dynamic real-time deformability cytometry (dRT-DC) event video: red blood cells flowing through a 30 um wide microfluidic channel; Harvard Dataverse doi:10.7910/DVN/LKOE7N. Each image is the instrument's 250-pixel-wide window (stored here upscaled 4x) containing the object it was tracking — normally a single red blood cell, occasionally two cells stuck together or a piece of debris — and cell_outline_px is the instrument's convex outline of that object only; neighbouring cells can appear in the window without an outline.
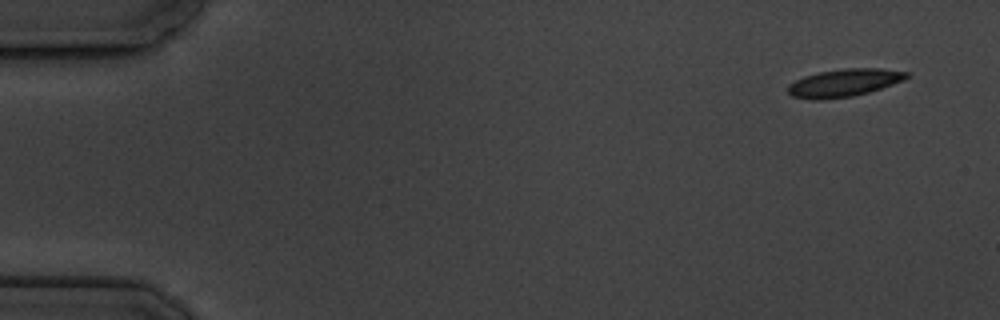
{"species": "common noctule bat (a hibernating species)", "species_latin": "Nyctalus noctula", "temperature_condition": "cold", "stored_images_in_passage": 5, "camera_frame_rate_fps": 3000, "um_per_image_px": 0.085, "animal": {"sex": "male", "body_mass_g": 19.5, "forearm_length_mm": 54.6}, "frame": {"image": 1, "passage_image": 1, "time_ms": 0.0, "image_size_px": [1000, 320], "cell_outline_px": [[912, 76], [904, 80], [868, 92], [852, 96], [824, 100], [812, 100], [792, 96], [788, 92], [788, 84], [804, 76], [820, 72], [844, 68], [880, 68], [908, 72]], "centroid_in_image_um": [71.75, 7.04], "position_along_channel_um": 13.3, "area_um2": 19.19}}
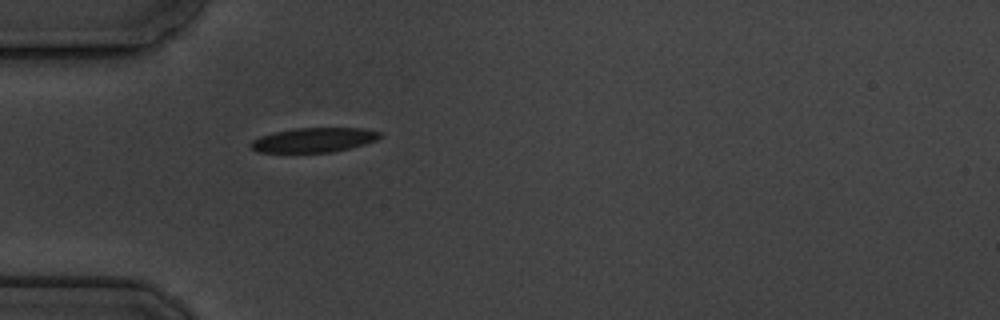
{"frame": {"image": 2, "passage_image": 5, "time_ms": 4.667, "image_size_px": [1000, 320], "cell_outline_px": [[380, 136], [376, 140], [364, 144], [332, 152], [256, 152], [248, 144], [252, 140], [260, 136], [276, 132], [296, 128], [364, 128], [380, 132]], "centroid_in_image_um": [26.65, 11.89], "position_along_channel_um": 58.4, "area_um2": 18.26}}